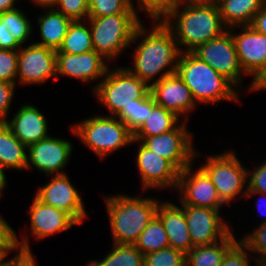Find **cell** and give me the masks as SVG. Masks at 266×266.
<instances>
[{
    "label": "cell",
    "instance_id": "cell-1",
    "mask_svg": "<svg viewBox=\"0 0 266 266\" xmlns=\"http://www.w3.org/2000/svg\"><path fill=\"white\" fill-rule=\"evenodd\" d=\"M153 23L156 24L152 28V31L149 30L150 32L146 31L147 29H145L142 22L136 28L132 38V44L140 38L141 42L133 52L134 69L126 67L133 75L137 76L148 86L158 82L163 77L175 74L181 54L172 31L165 23L162 20H154ZM157 74H160V77L154 81L153 79L155 76L157 77ZM150 80L153 82H150Z\"/></svg>",
    "mask_w": 266,
    "mask_h": 266
},
{
    "label": "cell",
    "instance_id": "cell-2",
    "mask_svg": "<svg viewBox=\"0 0 266 266\" xmlns=\"http://www.w3.org/2000/svg\"><path fill=\"white\" fill-rule=\"evenodd\" d=\"M162 21L172 31L181 52H192L228 30L215 0H185Z\"/></svg>",
    "mask_w": 266,
    "mask_h": 266
},
{
    "label": "cell",
    "instance_id": "cell-3",
    "mask_svg": "<svg viewBox=\"0 0 266 266\" xmlns=\"http://www.w3.org/2000/svg\"><path fill=\"white\" fill-rule=\"evenodd\" d=\"M113 243L134 245L156 216L158 199L126 194L104 197Z\"/></svg>",
    "mask_w": 266,
    "mask_h": 266
},
{
    "label": "cell",
    "instance_id": "cell-4",
    "mask_svg": "<svg viewBox=\"0 0 266 266\" xmlns=\"http://www.w3.org/2000/svg\"><path fill=\"white\" fill-rule=\"evenodd\" d=\"M176 73L190 89L196 104L219 100L239 102L236 86L192 52H181Z\"/></svg>",
    "mask_w": 266,
    "mask_h": 266
},
{
    "label": "cell",
    "instance_id": "cell-5",
    "mask_svg": "<svg viewBox=\"0 0 266 266\" xmlns=\"http://www.w3.org/2000/svg\"><path fill=\"white\" fill-rule=\"evenodd\" d=\"M94 50L104 59L114 60L132 44L141 20L137 13H120L105 17H88Z\"/></svg>",
    "mask_w": 266,
    "mask_h": 266
},
{
    "label": "cell",
    "instance_id": "cell-6",
    "mask_svg": "<svg viewBox=\"0 0 266 266\" xmlns=\"http://www.w3.org/2000/svg\"><path fill=\"white\" fill-rule=\"evenodd\" d=\"M73 133L99 158L133 144V132L116 116H94L71 128Z\"/></svg>",
    "mask_w": 266,
    "mask_h": 266
},
{
    "label": "cell",
    "instance_id": "cell-7",
    "mask_svg": "<svg viewBox=\"0 0 266 266\" xmlns=\"http://www.w3.org/2000/svg\"><path fill=\"white\" fill-rule=\"evenodd\" d=\"M95 97L116 116L127 108L132 99H143L150 93V86L133 75L126 67L107 70L105 77L93 89Z\"/></svg>",
    "mask_w": 266,
    "mask_h": 266
},
{
    "label": "cell",
    "instance_id": "cell-8",
    "mask_svg": "<svg viewBox=\"0 0 266 266\" xmlns=\"http://www.w3.org/2000/svg\"><path fill=\"white\" fill-rule=\"evenodd\" d=\"M201 167L211 178L219 197L226 205L240 193L246 197L248 169L242 166L235 153L224 151L220 155H209Z\"/></svg>",
    "mask_w": 266,
    "mask_h": 266
},
{
    "label": "cell",
    "instance_id": "cell-9",
    "mask_svg": "<svg viewBox=\"0 0 266 266\" xmlns=\"http://www.w3.org/2000/svg\"><path fill=\"white\" fill-rule=\"evenodd\" d=\"M188 117L183 124L166 133L146 138H133V142H141L146 148L169 160L180 172L192 164L197 151L192 146L191 133L186 129Z\"/></svg>",
    "mask_w": 266,
    "mask_h": 266
},
{
    "label": "cell",
    "instance_id": "cell-10",
    "mask_svg": "<svg viewBox=\"0 0 266 266\" xmlns=\"http://www.w3.org/2000/svg\"><path fill=\"white\" fill-rule=\"evenodd\" d=\"M192 53L226 77L237 88L241 87V75L243 76L244 72L238 60L232 33L229 30L198 46Z\"/></svg>",
    "mask_w": 266,
    "mask_h": 266
},
{
    "label": "cell",
    "instance_id": "cell-11",
    "mask_svg": "<svg viewBox=\"0 0 266 266\" xmlns=\"http://www.w3.org/2000/svg\"><path fill=\"white\" fill-rule=\"evenodd\" d=\"M191 168L192 164L185 167L179 174L176 189L180 193L181 205L219 210L225 203L219 197L211 178L201 166L194 173Z\"/></svg>",
    "mask_w": 266,
    "mask_h": 266
},
{
    "label": "cell",
    "instance_id": "cell-12",
    "mask_svg": "<svg viewBox=\"0 0 266 266\" xmlns=\"http://www.w3.org/2000/svg\"><path fill=\"white\" fill-rule=\"evenodd\" d=\"M17 77L20 84H42L57 79L56 50L35 43L18 50Z\"/></svg>",
    "mask_w": 266,
    "mask_h": 266
},
{
    "label": "cell",
    "instance_id": "cell-13",
    "mask_svg": "<svg viewBox=\"0 0 266 266\" xmlns=\"http://www.w3.org/2000/svg\"><path fill=\"white\" fill-rule=\"evenodd\" d=\"M73 145L64 139L49 136L28 146L26 170L35 167L45 175H60L71 157Z\"/></svg>",
    "mask_w": 266,
    "mask_h": 266
},
{
    "label": "cell",
    "instance_id": "cell-14",
    "mask_svg": "<svg viewBox=\"0 0 266 266\" xmlns=\"http://www.w3.org/2000/svg\"><path fill=\"white\" fill-rule=\"evenodd\" d=\"M181 207L184 209L194 247L214 244L231 232L229 226L219 217V210L189 205H181Z\"/></svg>",
    "mask_w": 266,
    "mask_h": 266
},
{
    "label": "cell",
    "instance_id": "cell-15",
    "mask_svg": "<svg viewBox=\"0 0 266 266\" xmlns=\"http://www.w3.org/2000/svg\"><path fill=\"white\" fill-rule=\"evenodd\" d=\"M51 179L38 188L35 197L46 205L68 213L80 225L88 216L77 189L66 174L54 175Z\"/></svg>",
    "mask_w": 266,
    "mask_h": 266
},
{
    "label": "cell",
    "instance_id": "cell-16",
    "mask_svg": "<svg viewBox=\"0 0 266 266\" xmlns=\"http://www.w3.org/2000/svg\"><path fill=\"white\" fill-rule=\"evenodd\" d=\"M241 33H233L235 27L228 30L238 55L240 66L246 75L253 76L254 81L266 67V35L257 32L252 26H238Z\"/></svg>",
    "mask_w": 266,
    "mask_h": 266
},
{
    "label": "cell",
    "instance_id": "cell-17",
    "mask_svg": "<svg viewBox=\"0 0 266 266\" xmlns=\"http://www.w3.org/2000/svg\"><path fill=\"white\" fill-rule=\"evenodd\" d=\"M136 154V165L142 188H176L180 171L167 159L146 148L141 142Z\"/></svg>",
    "mask_w": 266,
    "mask_h": 266
},
{
    "label": "cell",
    "instance_id": "cell-18",
    "mask_svg": "<svg viewBox=\"0 0 266 266\" xmlns=\"http://www.w3.org/2000/svg\"><path fill=\"white\" fill-rule=\"evenodd\" d=\"M56 67L57 78L58 75H64L89 83L100 77V83L110 66L95 50L82 54H67L56 50Z\"/></svg>",
    "mask_w": 266,
    "mask_h": 266
},
{
    "label": "cell",
    "instance_id": "cell-19",
    "mask_svg": "<svg viewBox=\"0 0 266 266\" xmlns=\"http://www.w3.org/2000/svg\"><path fill=\"white\" fill-rule=\"evenodd\" d=\"M150 93L156 105L174 112L178 117H187V113L196 106L190 89L177 73L152 84Z\"/></svg>",
    "mask_w": 266,
    "mask_h": 266
},
{
    "label": "cell",
    "instance_id": "cell-20",
    "mask_svg": "<svg viewBox=\"0 0 266 266\" xmlns=\"http://www.w3.org/2000/svg\"><path fill=\"white\" fill-rule=\"evenodd\" d=\"M29 214L31 231L36 239L47 238L79 225L68 213L46 205L36 197L30 205Z\"/></svg>",
    "mask_w": 266,
    "mask_h": 266
},
{
    "label": "cell",
    "instance_id": "cell-21",
    "mask_svg": "<svg viewBox=\"0 0 266 266\" xmlns=\"http://www.w3.org/2000/svg\"><path fill=\"white\" fill-rule=\"evenodd\" d=\"M3 122L27 147L50 136L47 119L32 104L22 105L11 120Z\"/></svg>",
    "mask_w": 266,
    "mask_h": 266
},
{
    "label": "cell",
    "instance_id": "cell-22",
    "mask_svg": "<svg viewBox=\"0 0 266 266\" xmlns=\"http://www.w3.org/2000/svg\"><path fill=\"white\" fill-rule=\"evenodd\" d=\"M156 216L164 225L171 248L187 254L194 246L188 230L184 209L165 201L159 203Z\"/></svg>",
    "mask_w": 266,
    "mask_h": 266
},
{
    "label": "cell",
    "instance_id": "cell-23",
    "mask_svg": "<svg viewBox=\"0 0 266 266\" xmlns=\"http://www.w3.org/2000/svg\"><path fill=\"white\" fill-rule=\"evenodd\" d=\"M43 8L48 10L37 17L42 41L35 44L59 50L72 20L57 11L54 6Z\"/></svg>",
    "mask_w": 266,
    "mask_h": 266
},
{
    "label": "cell",
    "instance_id": "cell-24",
    "mask_svg": "<svg viewBox=\"0 0 266 266\" xmlns=\"http://www.w3.org/2000/svg\"><path fill=\"white\" fill-rule=\"evenodd\" d=\"M224 25L231 27L251 25L266 0H215Z\"/></svg>",
    "mask_w": 266,
    "mask_h": 266
},
{
    "label": "cell",
    "instance_id": "cell-25",
    "mask_svg": "<svg viewBox=\"0 0 266 266\" xmlns=\"http://www.w3.org/2000/svg\"><path fill=\"white\" fill-rule=\"evenodd\" d=\"M28 147L0 122V166L5 169H26Z\"/></svg>",
    "mask_w": 266,
    "mask_h": 266
},
{
    "label": "cell",
    "instance_id": "cell-26",
    "mask_svg": "<svg viewBox=\"0 0 266 266\" xmlns=\"http://www.w3.org/2000/svg\"><path fill=\"white\" fill-rule=\"evenodd\" d=\"M238 240L231 231L224 239L211 245L193 247L186 254V266H221L226 252Z\"/></svg>",
    "mask_w": 266,
    "mask_h": 266
},
{
    "label": "cell",
    "instance_id": "cell-27",
    "mask_svg": "<svg viewBox=\"0 0 266 266\" xmlns=\"http://www.w3.org/2000/svg\"><path fill=\"white\" fill-rule=\"evenodd\" d=\"M179 122V117L172 111L156 105L148 117L133 133V138H146L173 130Z\"/></svg>",
    "mask_w": 266,
    "mask_h": 266
},
{
    "label": "cell",
    "instance_id": "cell-28",
    "mask_svg": "<svg viewBox=\"0 0 266 266\" xmlns=\"http://www.w3.org/2000/svg\"><path fill=\"white\" fill-rule=\"evenodd\" d=\"M84 21H72L59 51L67 54H82L94 50L89 26Z\"/></svg>",
    "mask_w": 266,
    "mask_h": 266
},
{
    "label": "cell",
    "instance_id": "cell-29",
    "mask_svg": "<svg viewBox=\"0 0 266 266\" xmlns=\"http://www.w3.org/2000/svg\"><path fill=\"white\" fill-rule=\"evenodd\" d=\"M134 245L144 255L170 247L164 225L157 216L143 230Z\"/></svg>",
    "mask_w": 266,
    "mask_h": 266
},
{
    "label": "cell",
    "instance_id": "cell-30",
    "mask_svg": "<svg viewBox=\"0 0 266 266\" xmlns=\"http://www.w3.org/2000/svg\"><path fill=\"white\" fill-rule=\"evenodd\" d=\"M94 266H144V254L135 245L116 244L102 261L91 260Z\"/></svg>",
    "mask_w": 266,
    "mask_h": 266
},
{
    "label": "cell",
    "instance_id": "cell-31",
    "mask_svg": "<svg viewBox=\"0 0 266 266\" xmlns=\"http://www.w3.org/2000/svg\"><path fill=\"white\" fill-rule=\"evenodd\" d=\"M155 106V100L149 93L143 99H132V103L127 108H123L116 117L122 120L134 133L148 117V112H151Z\"/></svg>",
    "mask_w": 266,
    "mask_h": 266
},
{
    "label": "cell",
    "instance_id": "cell-32",
    "mask_svg": "<svg viewBox=\"0 0 266 266\" xmlns=\"http://www.w3.org/2000/svg\"><path fill=\"white\" fill-rule=\"evenodd\" d=\"M30 21L19 8L0 13V22H4L5 29L21 46L27 42L33 30Z\"/></svg>",
    "mask_w": 266,
    "mask_h": 266
},
{
    "label": "cell",
    "instance_id": "cell-33",
    "mask_svg": "<svg viewBox=\"0 0 266 266\" xmlns=\"http://www.w3.org/2000/svg\"><path fill=\"white\" fill-rule=\"evenodd\" d=\"M132 0H89L88 17H105L120 13H137Z\"/></svg>",
    "mask_w": 266,
    "mask_h": 266
},
{
    "label": "cell",
    "instance_id": "cell-34",
    "mask_svg": "<svg viewBox=\"0 0 266 266\" xmlns=\"http://www.w3.org/2000/svg\"><path fill=\"white\" fill-rule=\"evenodd\" d=\"M14 250L31 252L28 239L25 235L19 241L14 229L0 216V259H7L9 252Z\"/></svg>",
    "mask_w": 266,
    "mask_h": 266
},
{
    "label": "cell",
    "instance_id": "cell-35",
    "mask_svg": "<svg viewBox=\"0 0 266 266\" xmlns=\"http://www.w3.org/2000/svg\"><path fill=\"white\" fill-rule=\"evenodd\" d=\"M144 266H186V254L166 248L144 255Z\"/></svg>",
    "mask_w": 266,
    "mask_h": 266
},
{
    "label": "cell",
    "instance_id": "cell-36",
    "mask_svg": "<svg viewBox=\"0 0 266 266\" xmlns=\"http://www.w3.org/2000/svg\"><path fill=\"white\" fill-rule=\"evenodd\" d=\"M248 250L255 254V263L266 266V222H260L259 227L250 232L249 235L240 239ZM256 253H259L258 255ZM261 254V255H260ZM257 255V256H256Z\"/></svg>",
    "mask_w": 266,
    "mask_h": 266
},
{
    "label": "cell",
    "instance_id": "cell-37",
    "mask_svg": "<svg viewBox=\"0 0 266 266\" xmlns=\"http://www.w3.org/2000/svg\"><path fill=\"white\" fill-rule=\"evenodd\" d=\"M185 0H139V10H144L153 20H162Z\"/></svg>",
    "mask_w": 266,
    "mask_h": 266
},
{
    "label": "cell",
    "instance_id": "cell-38",
    "mask_svg": "<svg viewBox=\"0 0 266 266\" xmlns=\"http://www.w3.org/2000/svg\"><path fill=\"white\" fill-rule=\"evenodd\" d=\"M54 6L58 7L56 9L57 11L72 21H84L88 19L89 0H58Z\"/></svg>",
    "mask_w": 266,
    "mask_h": 266
},
{
    "label": "cell",
    "instance_id": "cell-39",
    "mask_svg": "<svg viewBox=\"0 0 266 266\" xmlns=\"http://www.w3.org/2000/svg\"><path fill=\"white\" fill-rule=\"evenodd\" d=\"M18 50L0 49V80L16 84Z\"/></svg>",
    "mask_w": 266,
    "mask_h": 266
},
{
    "label": "cell",
    "instance_id": "cell-40",
    "mask_svg": "<svg viewBox=\"0 0 266 266\" xmlns=\"http://www.w3.org/2000/svg\"><path fill=\"white\" fill-rule=\"evenodd\" d=\"M247 247L238 240L225 254L221 266H250L251 259ZM256 266H261L256 263Z\"/></svg>",
    "mask_w": 266,
    "mask_h": 266
},
{
    "label": "cell",
    "instance_id": "cell-41",
    "mask_svg": "<svg viewBox=\"0 0 266 266\" xmlns=\"http://www.w3.org/2000/svg\"><path fill=\"white\" fill-rule=\"evenodd\" d=\"M247 193L246 197H249L251 195H256V194H264L266 195V161L263 162L260 166L253 171H250L248 169L247 171Z\"/></svg>",
    "mask_w": 266,
    "mask_h": 266
},
{
    "label": "cell",
    "instance_id": "cell-42",
    "mask_svg": "<svg viewBox=\"0 0 266 266\" xmlns=\"http://www.w3.org/2000/svg\"><path fill=\"white\" fill-rule=\"evenodd\" d=\"M16 84L0 80V122L8 120Z\"/></svg>",
    "mask_w": 266,
    "mask_h": 266
},
{
    "label": "cell",
    "instance_id": "cell-43",
    "mask_svg": "<svg viewBox=\"0 0 266 266\" xmlns=\"http://www.w3.org/2000/svg\"><path fill=\"white\" fill-rule=\"evenodd\" d=\"M32 252L18 251L12 259H4V266H37Z\"/></svg>",
    "mask_w": 266,
    "mask_h": 266
},
{
    "label": "cell",
    "instance_id": "cell-44",
    "mask_svg": "<svg viewBox=\"0 0 266 266\" xmlns=\"http://www.w3.org/2000/svg\"><path fill=\"white\" fill-rule=\"evenodd\" d=\"M22 46L4 27V22H0V49L19 50Z\"/></svg>",
    "mask_w": 266,
    "mask_h": 266
},
{
    "label": "cell",
    "instance_id": "cell-45",
    "mask_svg": "<svg viewBox=\"0 0 266 266\" xmlns=\"http://www.w3.org/2000/svg\"><path fill=\"white\" fill-rule=\"evenodd\" d=\"M257 32L266 35V2L256 14L251 25Z\"/></svg>",
    "mask_w": 266,
    "mask_h": 266
},
{
    "label": "cell",
    "instance_id": "cell-46",
    "mask_svg": "<svg viewBox=\"0 0 266 266\" xmlns=\"http://www.w3.org/2000/svg\"><path fill=\"white\" fill-rule=\"evenodd\" d=\"M250 84L251 87L249 88V90L251 91L266 90V67L260 73V75Z\"/></svg>",
    "mask_w": 266,
    "mask_h": 266
},
{
    "label": "cell",
    "instance_id": "cell-47",
    "mask_svg": "<svg viewBox=\"0 0 266 266\" xmlns=\"http://www.w3.org/2000/svg\"><path fill=\"white\" fill-rule=\"evenodd\" d=\"M16 0H0V13L15 9Z\"/></svg>",
    "mask_w": 266,
    "mask_h": 266
},
{
    "label": "cell",
    "instance_id": "cell-48",
    "mask_svg": "<svg viewBox=\"0 0 266 266\" xmlns=\"http://www.w3.org/2000/svg\"><path fill=\"white\" fill-rule=\"evenodd\" d=\"M5 170L0 166V198L3 195L2 191L6 188V175H5ZM2 194V195H1Z\"/></svg>",
    "mask_w": 266,
    "mask_h": 266
},
{
    "label": "cell",
    "instance_id": "cell-49",
    "mask_svg": "<svg viewBox=\"0 0 266 266\" xmlns=\"http://www.w3.org/2000/svg\"><path fill=\"white\" fill-rule=\"evenodd\" d=\"M36 3L37 6L41 7H52L58 0H31Z\"/></svg>",
    "mask_w": 266,
    "mask_h": 266
},
{
    "label": "cell",
    "instance_id": "cell-50",
    "mask_svg": "<svg viewBox=\"0 0 266 266\" xmlns=\"http://www.w3.org/2000/svg\"><path fill=\"white\" fill-rule=\"evenodd\" d=\"M0 266H4V260L0 259Z\"/></svg>",
    "mask_w": 266,
    "mask_h": 266
},
{
    "label": "cell",
    "instance_id": "cell-51",
    "mask_svg": "<svg viewBox=\"0 0 266 266\" xmlns=\"http://www.w3.org/2000/svg\"><path fill=\"white\" fill-rule=\"evenodd\" d=\"M87 265L85 266H94L90 261L86 263Z\"/></svg>",
    "mask_w": 266,
    "mask_h": 266
},
{
    "label": "cell",
    "instance_id": "cell-52",
    "mask_svg": "<svg viewBox=\"0 0 266 266\" xmlns=\"http://www.w3.org/2000/svg\"><path fill=\"white\" fill-rule=\"evenodd\" d=\"M258 202H259V201H258ZM258 202H257V203H258ZM259 204H260V203H259ZM257 206H259V205L257 204ZM265 222H266V218L262 221V223H265Z\"/></svg>",
    "mask_w": 266,
    "mask_h": 266
}]
</instances>
